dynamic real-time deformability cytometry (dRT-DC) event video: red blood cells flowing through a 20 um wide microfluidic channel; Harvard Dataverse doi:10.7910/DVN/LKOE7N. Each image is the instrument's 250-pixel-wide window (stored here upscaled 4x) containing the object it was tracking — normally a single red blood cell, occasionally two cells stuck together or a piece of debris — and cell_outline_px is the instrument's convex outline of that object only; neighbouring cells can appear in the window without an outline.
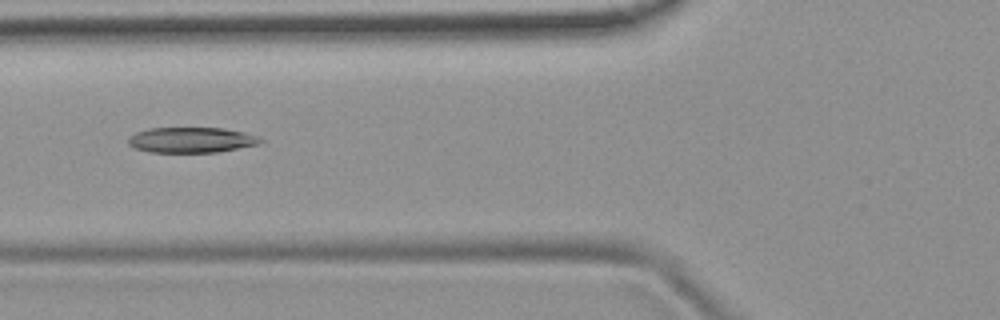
{"species": "common noctule bat (a hibernating species)", "species_latin": "Nyctalus noctula", "temperature_condition": "room temperature", "stored_images_in_passage": 5, "camera_frame_rate_fps": 3000, "um_per_image_px": 0.085, "animal": {"sex": "female", "body_mass_g": 19.9}, "frame": {"image": 1, "passage_image": 5, "time_ms": 5.333, "image_size_px": [1000, 320], "cell_outline_px": [[264, 140], [260, 144], [216, 152], [148, 152], [132, 148], [128, 144], [128, 136], [136, 132], [148, 128], [224, 128], [244, 132], [256, 136]], "centroid_in_image_um": [16.22, 11.89], "position_along_channel_um": 109.6, "area_um2": 19.71}}